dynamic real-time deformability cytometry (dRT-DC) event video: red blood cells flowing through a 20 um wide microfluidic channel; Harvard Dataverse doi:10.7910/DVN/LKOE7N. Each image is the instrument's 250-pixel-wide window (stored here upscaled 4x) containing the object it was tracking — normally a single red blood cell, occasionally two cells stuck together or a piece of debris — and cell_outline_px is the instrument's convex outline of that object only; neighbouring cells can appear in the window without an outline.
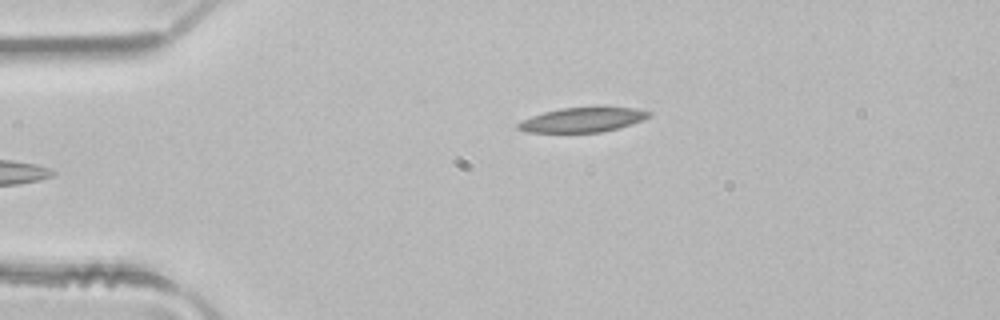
{"species": "common noctule bat (a hibernating species)", "species_latin": "Nyctalus noctula", "temperature_condition": "room temperature", "stored_images_in_passage": 4, "camera_frame_rate_fps": 3000, "um_per_image_px": 0.085, "animal": {"sex": "male", "body_mass_g": 21.5, "forearm_length_mm": 52.0}, "frame": {"image": 1, "passage_image": 3, "time_ms": 0.667, "image_size_px": [1000, 320], "cell_outline_px": [[652, 116], [644, 120], [620, 128], [600, 132], [528, 132], [516, 128], [516, 124], [520, 120], [544, 112], [560, 108], [636, 108], [652, 112]], "centroid_in_image_um": [49.53, 10.19], "position_along_channel_um": 35.5, "area_um2": 18.67}}